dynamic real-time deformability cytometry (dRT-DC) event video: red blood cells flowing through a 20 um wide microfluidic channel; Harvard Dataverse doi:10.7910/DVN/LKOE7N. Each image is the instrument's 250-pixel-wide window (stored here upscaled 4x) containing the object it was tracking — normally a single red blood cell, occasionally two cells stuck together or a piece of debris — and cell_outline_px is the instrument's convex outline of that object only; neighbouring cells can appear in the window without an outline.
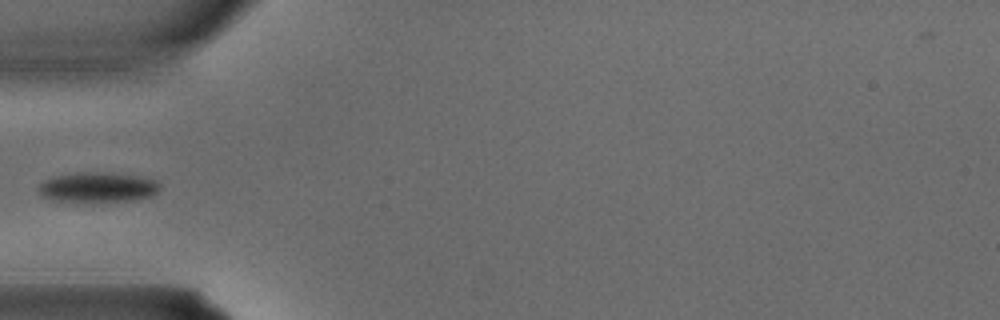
{"species": "common noctule bat (a hibernating species)", "species_latin": "Nyctalus noctula", "temperature_condition": "warm", "stored_images_in_passage": 4, "camera_frame_rate_fps": 3000, "um_per_image_px": 0.085, "animal": {"sex": "male", "body_mass_g": 15.6}, "frame": {"image": 1, "passage_image": 4, "time_ms": 1.0, "image_size_px": [1000, 320], "cell_outline_px": [[160, 188], [152, 196], [136, 200], [96, 204], [52, 200], [44, 196], [40, 192], [40, 184], [44, 180], [56, 176], [80, 172], [108, 172], [140, 176], [156, 180], [160, 184]], "centroid_in_image_um": [8.36, 15.95], "position_along_channel_um": 76.6, "area_um2": 21.91}}